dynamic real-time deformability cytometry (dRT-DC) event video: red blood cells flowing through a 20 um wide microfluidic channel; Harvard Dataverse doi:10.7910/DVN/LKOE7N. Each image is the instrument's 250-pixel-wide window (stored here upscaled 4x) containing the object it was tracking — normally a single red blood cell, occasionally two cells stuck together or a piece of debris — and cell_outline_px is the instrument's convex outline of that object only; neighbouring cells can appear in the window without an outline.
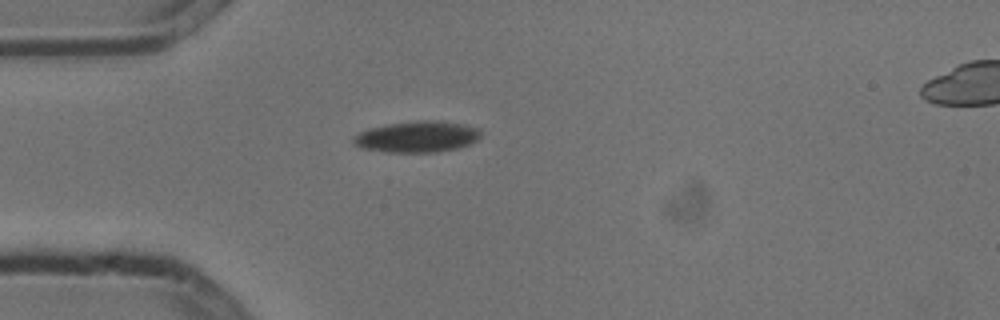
{"species": "common noctule bat (a hibernating species)", "species_latin": "Nyctalus noctula", "temperature_condition": "cold", "stored_images_in_passage": 2, "camera_frame_rate_fps": 3000, "um_per_image_px": 0.085, "animal": {"sex": "male", "body_mass_g": 13.3}, "frame": {"image": 1, "passage_image": 1, "time_ms": 0.0, "image_size_px": [1000, 320], "cell_outline_px": [[480, 136], [476, 140], [468, 144], [456, 148], [436, 152], [384, 152], [360, 148], [352, 140], [360, 132], [368, 128], [388, 124], [416, 120], [440, 120], [480, 128]], "centroid_in_image_um": [35.44, 11.61], "position_along_channel_um": 49.6, "area_um2": 23.06}}